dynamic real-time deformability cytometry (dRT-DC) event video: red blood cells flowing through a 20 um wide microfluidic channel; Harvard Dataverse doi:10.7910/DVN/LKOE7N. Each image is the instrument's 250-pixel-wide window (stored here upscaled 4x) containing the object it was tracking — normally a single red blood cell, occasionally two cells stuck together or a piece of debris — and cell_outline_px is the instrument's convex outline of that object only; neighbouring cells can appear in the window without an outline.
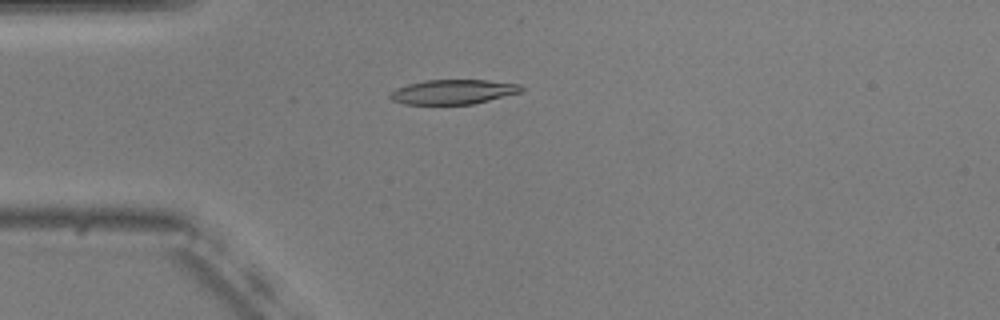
{"species": "common noctule bat (a hibernating species)", "species_latin": "Nyctalus noctula", "temperature_condition": "warm", "stored_images_in_passage": 43, "camera_frame_rate_fps": 3000, "um_per_image_px": 0.085, "animal": {"sex": "male", "body_mass_g": 20.5, "forearm_length_mm": 52.5}, "frame": {"image": 1, "passage_image": 3, "time_ms": 0.667, "image_size_px": [1000, 320], "cell_outline_px": [[524, 92], [472, 104], [404, 104], [392, 100], [388, 96], [396, 88], [408, 84], [424, 80], [488, 80], [520, 84], [524, 88]], "centroid_in_image_um": [38.56, 7.8], "position_along_channel_um": 46.4, "area_um2": 18.9}}
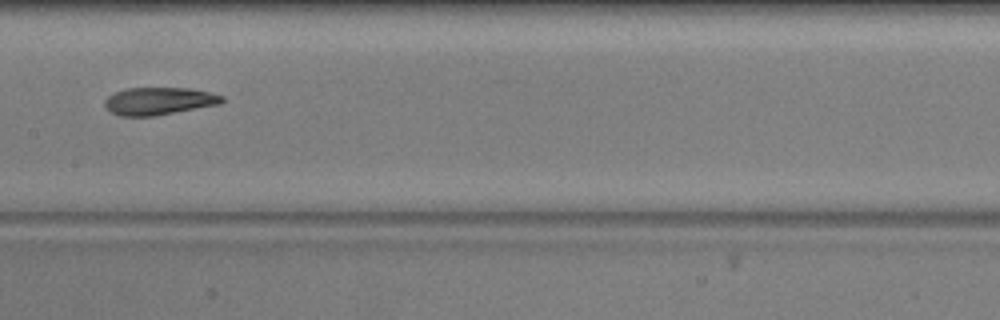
{"frame": {"image": 2, "passage_image": 16, "time_ms": 5.0, "image_size_px": [1000, 320], "cell_outline_px": [[224, 100], [220, 104], [152, 116], [120, 116], [112, 112], [104, 104], [104, 100], [108, 96], [116, 92], [128, 88], [188, 88], [208, 92], [224, 96]], "centroid_in_image_um": [13.51, 8.59], "position_along_channel_um": 193.9, "area_um2": 18.55}}
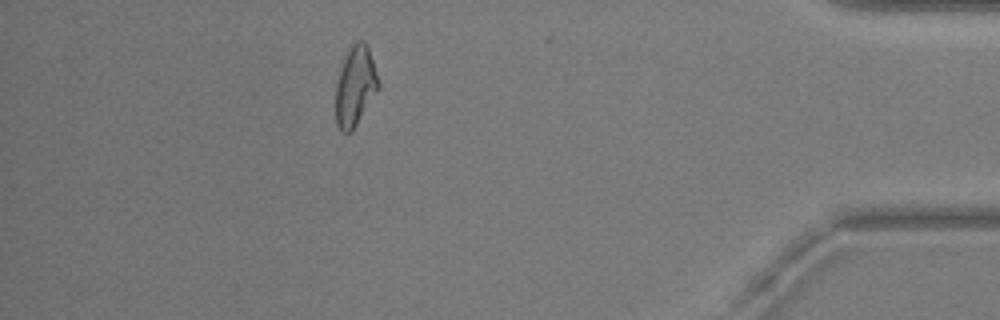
{"frame": {"image": 3, "passage_image": 37, "time_ms": 12.0, "image_size_px": [1000, 320], "cell_outline_px": [[380, 84], [352, 132], [344, 132], [336, 124], [336, 84], [340, 68], [352, 44], [356, 40], [364, 40], [368, 48], [380, 80]], "centroid_in_image_um": [30.19, 7.3], "position_along_channel_um": 405.0, "area_um2": 19.48}, "authors_computed_cell_mechanics": {"area_um2": 19.4786, "velocity_mm_per_s": 3.6976, "shape_relaxation_time_tau1_ms": null, "shape_relaxation_time_tau2_ms": 2.4602, "deformation_change_tau1": null, "deformation_change_tau2": 0.0828}}